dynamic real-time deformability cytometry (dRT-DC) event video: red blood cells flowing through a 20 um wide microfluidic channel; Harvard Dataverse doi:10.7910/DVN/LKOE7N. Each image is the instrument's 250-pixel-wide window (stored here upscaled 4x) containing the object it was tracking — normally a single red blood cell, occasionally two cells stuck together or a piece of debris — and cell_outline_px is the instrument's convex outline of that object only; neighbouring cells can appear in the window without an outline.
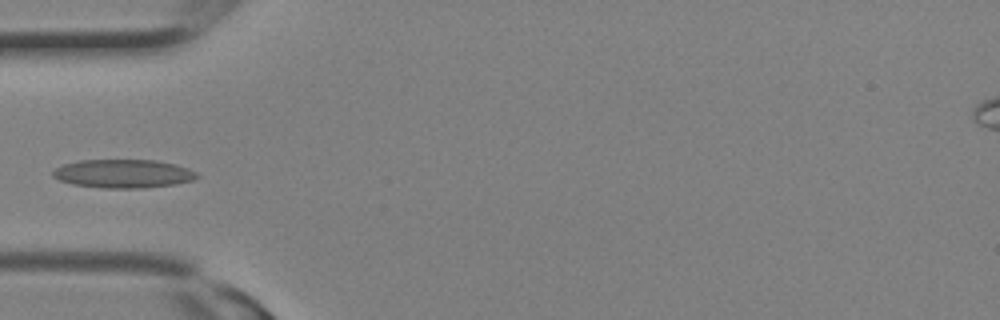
{"species": "Egyptian fruit bat (a non-hibernating species)", "species_latin": "Rousettus aegyptiacus", "temperature_condition": "room temperature", "stored_images_in_passage": 9, "camera_frame_rate_fps": 3000, "um_per_image_px": 0.085, "animal": {"sex": "female"}, "frame": {"image": 1, "passage_image": 8, "time_ms": 2.333, "image_size_px": [1000, 320], "cell_outline_px": [[200, 176], [192, 180], [172, 184], [140, 188], [104, 188], [72, 184], [60, 180], [52, 176], [52, 172], [56, 168], [64, 164], [80, 160], [156, 160], [176, 164], [188, 168], [196, 172]], "centroid_in_image_um": [10.47, 14.75], "position_along_channel_um": 74.5, "area_um2": 23.81}}